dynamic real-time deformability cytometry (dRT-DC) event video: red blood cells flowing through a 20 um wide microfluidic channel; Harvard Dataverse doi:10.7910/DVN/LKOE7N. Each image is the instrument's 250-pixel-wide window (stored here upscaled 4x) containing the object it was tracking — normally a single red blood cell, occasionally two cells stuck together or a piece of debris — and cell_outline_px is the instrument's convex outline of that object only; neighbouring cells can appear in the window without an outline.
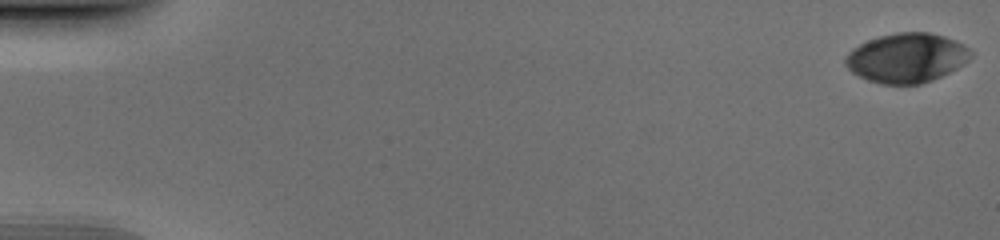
{"species": "human", "species_latin": "Homo sapiens", "temperature_condition": "cold", "stored_images_in_passage": 52, "camera_frame_rate_fps": 3000, "um_per_image_px": 0.085, "donor": {"sex": "male"}, "frame": {"image": 1, "passage_image": 1, "time_ms": 0.0, "image_size_px": [1000, 240], "cell_outline_px": [[972, 56], [964, 64], [932, 80], [920, 84], [880, 84], [868, 80], [852, 72], [844, 64], [844, 56], [852, 48], [868, 40], [880, 36], [896, 32], [928, 32], [944, 36], [956, 40], [964, 44], [972, 52]], "centroid_in_image_um": [77.05, 4.91], "position_along_channel_um": 7.9, "area_um2": 36.18}}
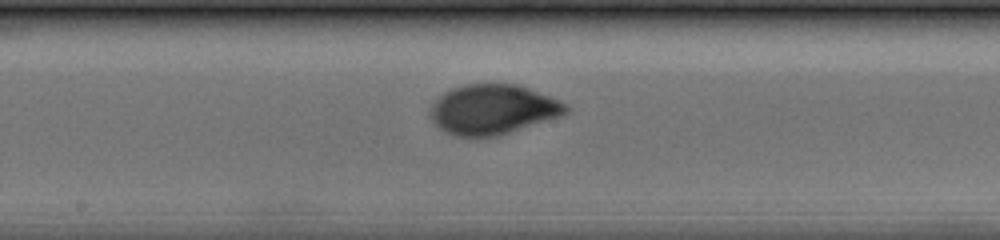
{"frame": {"image": 2, "passage_image": 29, "time_ms": 9.333, "image_size_px": [1000, 240], "cell_outline_px": [[568, 112], [500, 136], [476, 140], [456, 136], [444, 132], [428, 116], [428, 108], [444, 92], [452, 88], [464, 84], [520, 84], [548, 96], [564, 104], [568, 108]], "centroid_in_image_um": [41.79, 9.34], "position_along_channel_um": 206.4, "area_um2": 39.71}}
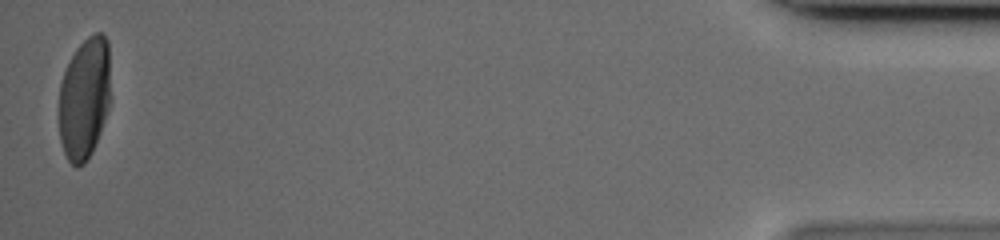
{"frame": {"image": 3, "passage_image": 52, "time_ms": 17.0, "image_size_px": [1000, 240], "cell_outline_px": [[108, 108], [100, 132], [92, 152], [84, 164], [76, 168], [68, 160], [64, 152], [60, 140], [60, 84], [64, 72], [76, 48], [88, 36], [96, 32], [104, 32], [108, 40]], "centroid_in_image_um": [7.17, 8.36], "position_along_channel_um": 428.0, "area_um2": 36.13}}